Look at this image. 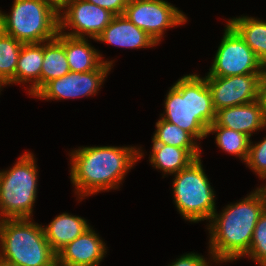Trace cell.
<instances>
[{
	"label": "cell",
	"instance_id": "obj_25",
	"mask_svg": "<svg viewBox=\"0 0 266 266\" xmlns=\"http://www.w3.org/2000/svg\"><path fill=\"white\" fill-rule=\"evenodd\" d=\"M259 266H266V214L262 213L254 228L248 253L244 256Z\"/></svg>",
	"mask_w": 266,
	"mask_h": 266
},
{
	"label": "cell",
	"instance_id": "obj_3",
	"mask_svg": "<svg viewBox=\"0 0 266 266\" xmlns=\"http://www.w3.org/2000/svg\"><path fill=\"white\" fill-rule=\"evenodd\" d=\"M161 118L189 132L197 141L207 137L216 110L211 90L197 73L180 77L167 91Z\"/></svg>",
	"mask_w": 266,
	"mask_h": 266
},
{
	"label": "cell",
	"instance_id": "obj_31",
	"mask_svg": "<svg viewBox=\"0 0 266 266\" xmlns=\"http://www.w3.org/2000/svg\"><path fill=\"white\" fill-rule=\"evenodd\" d=\"M261 98L264 102V112H265V122H266V78L263 82Z\"/></svg>",
	"mask_w": 266,
	"mask_h": 266
},
{
	"label": "cell",
	"instance_id": "obj_7",
	"mask_svg": "<svg viewBox=\"0 0 266 266\" xmlns=\"http://www.w3.org/2000/svg\"><path fill=\"white\" fill-rule=\"evenodd\" d=\"M201 158L174 174L172 193L177 212L185 221L209 222L216 208V194L203 168Z\"/></svg>",
	"mask_w": 266,
	"mask_h": 266
},
{
	"label": "cell",
	"instance_id": "obj_12",
	"mask_svg": "<svg viewBox=\"0 0 266 266\" xmlns=\"http://www.w3.org/2000/svg\"><path fill=\"white\" fill-rule=\"evenodd\" d=\"M216 111L261 99L266 73L228 77L205 76Z\"/></svg>",
	"mask_w": 266,
	"mask_h": 266
},
{
	"label": "cell",
	"instance_id": "obj_16",
	"mask_svg": "<svg viewBox=\"0 0 266 266\" xmlns=\"http://www.w3.org/2000/svg\"><path fill=\"white\" fill-rule=\"evenodd\" d=\"M201 148H179L172 145L152 143L150 164L162 171V177L174 175L187 168L194 160L202 158Z\"/></svg>",
	"mask_w": 266,
	"mask_h": 266
},
{
	"label": "cell",
	"instance_id": "obj_23",
	"mask_svg": "<svg viewBox=\"0 0 266 266\" xmlns=\"http://www.w3.org/2000/svg\"><path fill=\"white\" fill-rule=\"evenodd\" d=\"M23 43L0 30V80L7 85L15 84V72Z\"/></svg>",
	"mask_w": 266,
	"mask_h": 266
},
{
	"label": "cell",
	"instance_id": "obj_28",
	"mask_svg": "<svg viewBox=\"0 0 266 266\" xmlns=\"http://www.w3.org/2000/svg\"><path fill=\"white\" fill-rule=\"evenodd\" d=\"M86 1L91 2L96 6L107 9L116 16V15H123L129 0H86Z\"/></svg>",
	"mask_w": 266,
	"mask_h": 266
},
{
	"label": "cell",
	"instance_id": "obj_22",
	"mask_svg": "<svg viewBox=\"0 0 266 266\" xmlns=\"http://www.w3.org/2000/svg\"><path fill=\"white\" fill-rule=\"evenodd\" d=\"M209 134H216L215 143L218 148L246 163L251 142L249 136L222 126H209L207 136Z\"/></svg>",
	"mask_w": 266,
	"mask_h": 266
},
{
	"label": "cell",
	"instance_id": "obj_11",
	"mask_svg": "<svg viewBox=\"0 0 266 266\" xmlns=\"http://www.w3.org/2000/svg\"><path fill=\"white\" fill-rule=\"evenodd\" d=\"M114 16L107 9L86 0H71L59 12V32L71 37L95 40Z\"/></svg>",
	"mask_w": 266,
	"mask_h": 266
},
{
	"label": "cell",
	"instance_id": "obj_21",
	"mask_svg": "<svg viewBox=\"0 0 266 266\" xmlns=\"http://www.w3.org/2000/svg\"><path fill=\"white\" fill-rule=\"evenodd\" d=\"M70 72L65 54L64 34L43 42V62L41 69V88L49 81L64 76Z\"/></svg>",
	"mask_w": 266,
	"mask_h": 266
},
{
	"label": "cell",
	"instance_id": "obj_15",
	"mask_svg": "<svg viewBox=\"0 0 266 266\" xmlns=\"http://www.w3.org/2000/svg\"><path fill=\"white\" fill-rule=\"evenodd\" d=\"M125 49H142L158 44L144 30L138 28L123 15H116L110 24L94 40Z\"/></svg>",
	"mask_w": 266,
	"mask_h": 266
},
{
	"label": "cell",
	"instance_id": "obj_8",
	"mask_svg": "<svg viewBox=\"0 0 266 266\" xmlns=\"http://www.w3.org/2000/svg\"><path fill=\"white\" fill-rule=\"evenodd\" d=\"M252 73H266V67L227 22L213 63L205 76L228 77Z\"/></svg>",
	"mask_w": 266,
	"mask_h": 266
},
{
	"label": "cell",
	"instance_id": "obj_4",
	"mask_svg": "<svg viewBox=\"0 0 266 266\" xmlns=\"http://www.w3.org/2000/svg\"><path fill=\"white\" fill-rule=\"evenodd\" d=\"M57 254L33 218L0 220V266H53Z\"/></svg>",
	"mask_w": 266,
	"mask_h": 266
},
{
	"label": "cell",
	"instance_id": "obj_18",
	"mask_svg": "<svg viewBox=\"0 0 266 266\" xmlns=\"http://www.w3.org/2000/svg\"><path fill=\"white\" fill-rule=\"evenodd\" d=\"M42 62L43 42L23 44L15 72V85L28 83L26 89L31 97L41 89Z\"/></svg>",
	"mask_w": 266,
	"mask_h": 266
},
{
	"label": "cell",
	"instance_id": "obj_30",
	"mask_svg": "<svg viewBox=\"0 0 266 266\" xmlns=\"http://www.w3.org/2000/svg\"><path fill=\"white\" fill-rule=\"evenodd\" d=\"M264 180L266 179H263V182ZM261 185L260 187H257L255 190L261 198L263 213L266 214V183L265 184L263 183Z\"/></svg>",
	"mask_w": 266,
	"mask_h": 266
},
{
	"label": "cell",
	"instance_id": "obj_14",
	"mask_svg": "<svg viewBox=\"0 0 266 266\" xmlns=\"http://www.w3.org/2000/svg\"><path fill=\"white\" fill-rule=\"evenodd\" d=\"M210 126L226 127L251 136L266 129L264 102L261 99L250 103L223 108L216 111Z\"/></svg>",
	"mask_w": 266,
	"mask_h": 266
},
{
	"label": "cell",
	"instance_id": "obj_19",
	"mask_svg": "<svg viewBox=\"0 0 266 266\" xmlns=\"http://www.w3.org/2000/svg\"><path fill=\"white\" fill-rule=\"evenodd\" d=\"M88 38H76L64 34V48L69 69L72 72H90L96 70L103 62L113 67L114 60H104L103 54L91 46Z\"/></svg>",
	"mask_w": 266,
	"mask_h": 266
},
{
	"label": "cell",
	"instance_id": "obj_20",
	"mask_svg": "<svg viewBox=\"0 0 266 266\" xmlns=\"http://www.w3.org/2000/svg\"><path fill=\"white\" fill-rule=\"evenodd\" d=\"M227 22L238 32L266 67V21L241 15L229 18Z\"/></svg>",
	"mask_w": 266,
	"mask_h": 266
},
{
	"label": "cell",
	"instance_id": "obj_13",
	"mask_svg": "<svg viewBox=\"0 0 266 266\" xmlns=\"http://www.w3.org/2000/svg\"><path fill=\"white\" fill-rule=\"evenodd\" d=\"M107 248L100 235L90 227L57 253V261L66 266H100Z\"/></svg>",
	"mask_w": 266,
	"mask_h": 266
},
{
	"label": "cell",
	"instance_id": "obj_2",
	"mask_svg": "<svg viewBox=\"0 0 266 266\" xmlns=\"http://www.w3.org/2000/svg\"><path fill=\"white\" fill-rule=\"evenodd\" d=\"M262 213L261 198L256 190L239 202L227 204L219 213L216 210L206 225L209 231L208 253L221 264L244 258Z\"/></svg>",
	"mask_w": 266,
	"mask_h": 266
},
{
	"label": "cell",
	"instance_id": "obj_9",
	"mask_svg": "<svg viewBox=\"0 0 266 266\" xmlns=\"http://www.w3.org/2000/svg\"><path fill=\"white\" fill-rule=\"evenodd\" d=\"M123 16L144 30L157 44L168 28L187 23V15L166 0H129Z\"/></svg>",
	"mask_w": 266,
	"mask_h": 266
},
{
	"label": "cell",
	"instance_id": "obj_27",
	"mask_svg": "<svg viewBox=\"0 0 266 266\" xmlns=\"http://www.w3.org/2000/svg\"><path fill=\"white\" fill-rule=\"evenodd\" d=\"M208 255H210V258L207 259V257L204 258L203 255L197 252L185 253L179 256V258H176V260H173L168 266H212L213 263L220 265L219 261L210 252Z\"/></svg>",
	"mask_w": 266,
	"mask_h": 266
},
{
	"label": "cell",
	"instance_id": "obj_17",
	"mask_svg": "<svg viewBox=\"0 0 266 266\" xmlns=\"http://www.w3.org/2000/svg\"><path fill=\"white\" fill-rule=\"evenodd\" d=\"M42 227L49 245L57 254L63 247L82 235L91 225L84 217L63 212L56 215L48 225Z\"/></svg>",
	"mask_w": 266,
	"mask_h": 266
},
{
	"label": "cell",
	"instance_id": "obj_5",
	"mask_svg": "<svg viewBox=\"0 0 266 266\" xmlns=\"http://www.w3.org/2000/svg\"><path fill=\"white\" fill-rule=\"evenodd\" d=\"M26 151L11 168L0 170V220L33 218L37 198L38 165Z\"/></svg>",
	"mask_w": 266,
	"mask_h": 266
},
{
	"label": "cell",
	"instance_id": "obj_24",
	"mask_svg": "<svg viewBox=\"0 0 266 266\" xmlns=\"http://www.w3.org/2000/svg\"><path fill=\"white\" fill-rule=\"evenodd\" d=\"M152 143L172 145L179 148H201L198 141L187 131L179 126L163 120H157Z\"/></svg>",
	"mask_w": 266,
	"mask_h": 266
},
{
	"label": "cell",
	"instance_id": "obj_6",
	"mask_svg": "<svg viewBox=\"0 0 266 266\" xmlns=\"http://www.w3.org/2000/svg\"><path fill=\"white\" fill-rule=\"evenodd\" d=\"M10 13L0 10V30L23 44L54 39L59 13L42 0H14Z\"/></svg>",
	"mask_w": 266,
	"mask_h": 266
},
{
	"label": "cell",
	"instance_id": "obj_10",
	"mask_svg": "<svg viewBox=\"0 0 266 266\" xmlns=\"http://www.w3.org/2000/svg\"><path fill=\"white\" fill-rule=\"evenodd\" d=\"M112 66L103 62L90 72H72L47 82L33 97L51 101L95 96L106 81Z\"/></svg>",
	"mask_w": 266,
	"mask_h": 266
},
{
	"label": "cell",
	"instance_id": "obj_33",
	"mask_svg": "<svg viewBox=\"0 0 266 266\" xmlns=\"http://www.w3.org/2000/svg\"><path fill=\"white\" fill-rule=\"evenodd\" d=\"M53 266H66V265H63V264H60L58 261H56Z\"/></svg>",
	"mask_w": 266,
	"mask_h": 266
},
{
	"label": "cell",
	"instance_id": "obj_26",
	"mask_svg": "<svg viewBox=\"0 0 266 266\" xmlns=\"http://www.w3.org/2000/svg\"><path fill=\"white\" fill-rule=\"evenodd\" d=\"M245 164L258 178L266 179V136L258 143H253L251 139L249 155Z\"/></svg>",
	"mask_w": 266,
	"mask_h": 266
},
{
	"label": "cell",
	"instance_id": "obj_1",
	"mask_svg": "<svg viewBox=\"0 0 266 266\" xmlns=\"http://www.w3.org/2000/svg\"><path fill=\"white\" fill-rule=\"evenodd\" d=\"M137 146H81L70 156V181L78 201L121 188L124 178L144 156Z\"/></svg>",
	"mask_w": 266,
	"mask_h": 266
},
{
	"label": "cell",
	"instance_id": "obj_29",
	"mask_svg": "<svg viewBox=\"0 0 266 266\" xmlns=\"http://www.w3.org/2000/svg\"><path fill=\"white\" fill-rule=\"evenodd\" d=\"M53 7L58 13L71 1V0H42Z\"/></svg>",
	"mask_w": 266,
	"mask_h": 266
},
{
	"label": "cell",
	"instance_id": "obj_32",
	"mask_svg": "<svg viewBox=\"0 0 266 266\" xmlns=\"http://www.w3.org/2000/svg\"><path fill=\"white\" fill-rule=\"evenodd\" d=\"M3 87H6L3 83H2V81L0 80V92L3 90ZM1 94V93H0Z\"/></svg>",
	"mask_w": 266,
	"mask_h": 266
}]
</instances>
